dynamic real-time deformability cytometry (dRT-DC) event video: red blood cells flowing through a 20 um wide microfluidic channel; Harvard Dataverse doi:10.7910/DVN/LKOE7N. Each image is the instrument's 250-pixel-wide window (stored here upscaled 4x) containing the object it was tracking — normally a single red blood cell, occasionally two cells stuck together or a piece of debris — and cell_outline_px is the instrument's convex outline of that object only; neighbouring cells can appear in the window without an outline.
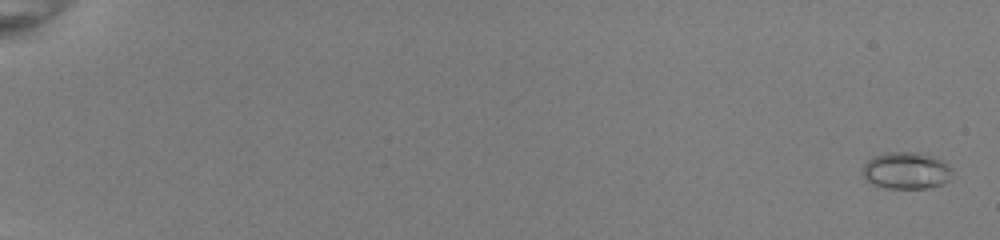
{"species": "common noctule bat (a hibernating species)", "species_latin": "Nyctalus noctula", "temperature_condition": "room temperature", "stored_images_in_passage": 54, "camera_frame_rate_fps": 3000, "um_per_image_px": 0.085, "animal": {"sex": "female", "body_mass_g": 22.0, "forearm_length_mm": 56.7}, "frame": {"image": 1, "passage_image": 2, "time_ms": 0.333, "image_size_px": [1000, 240], "cell_outline_px": [[952, 180], [928, 188], [884, 188], [872, 184], [864, 180], [860, 172], [864, 164], [872, 156], [888, 152], [916, 152], [940, 156], [952, 168]], "centroid_in_image_um": [77.04, 14.49], "position_along_channel_um": 8.0, "area_um2": 20.0}}
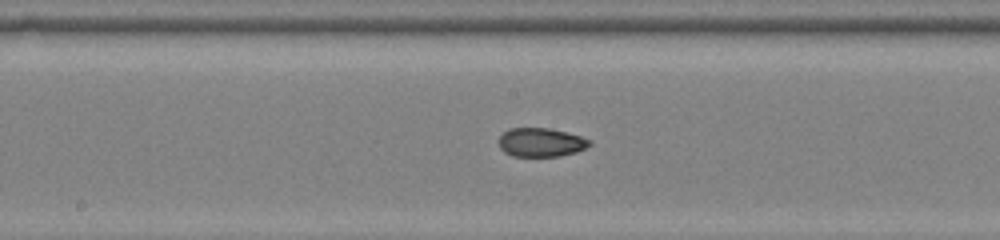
{"frame": {"image": 2, "passage_image": 32, "time_ms": 10.333, "image_size_px": [1000, 240], "cell_outline_px": [[592, 144], [576, 152], [560, 156], [512, 156], [504, 152], [500, 148], [500, 136], [508, 128], [548, 128], [580, 136], [592, 140]], "centroid_in_image_um": [45.98, 12.1], "position_along_channel_um": 202.2, "area_um2": 15.14}}
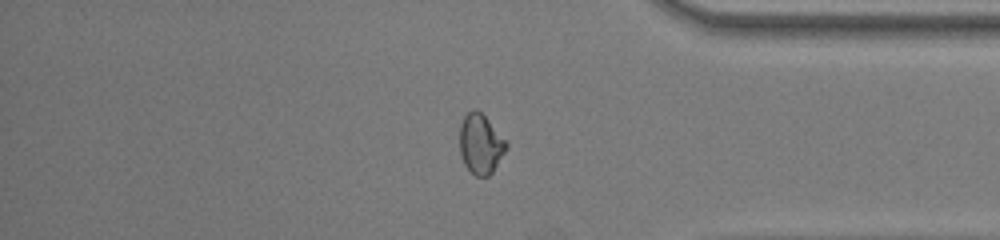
{"frame": {"image": 3, "passage_image": 47, "time_ms": 15.333, "image_size_px": [1000, 240], "cell_outline_px": [[508, 148], [492, 172], [488, 176], [476, 176], [464, 164], [460, 152], [460, 124], [464, 116], [472, 108], [476, 108], [508, 140]], "centroid_in_image_um": [40.87, 12.21], "position_along_channel_um": 394.3, "area_um2": 16.36}, "authors_computed_cell_mechanics": {"area_um2": 16.0395, "velocity_mm_per_s": 4.0214, "shape_relaxation_time_tau1_ms": 4.4479, "shape_relaxation_time_tau2_ms": 0.8205, "deformation_change_tau1": 0.1503, "deformation_change_tau2": 0.0538}}